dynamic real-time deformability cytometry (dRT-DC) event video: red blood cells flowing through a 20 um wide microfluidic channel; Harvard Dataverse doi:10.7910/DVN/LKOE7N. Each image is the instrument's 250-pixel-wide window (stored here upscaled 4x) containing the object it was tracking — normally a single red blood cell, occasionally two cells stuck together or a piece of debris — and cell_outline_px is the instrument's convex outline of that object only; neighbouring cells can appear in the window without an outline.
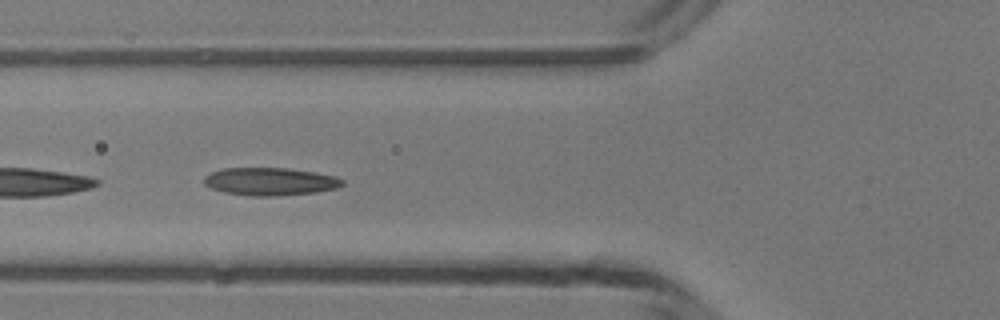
{"species": "common noctule bat (a hibernating species)", "species_latin": "Nyctalus noctula", "temperature_condition": "room temperature", "stored_images_in_passage": 29, "camera_frame_rate_fps": 3000, "um_per_image_px": 0.085, "animal": {"sex": "male", "body_mass_g": 13.3}, "frame": {"image": 1, "passage_image": 18, "time_ms": 5.667, "image_size_px": [1000, 320], "cell_outline_px": [[344, 184], [336, 188], [316, 192], [276, 196], [252, 196], [224, 192], [212, 188], [204, 184], [204, 176], [212, 172], [224, 168], [288, 168], [336, 176], [344, 180]], "centroid_in_image_um": [22.96, 15.43], "position_along_channel_um": 102.8, "area_um2": 22.31}}
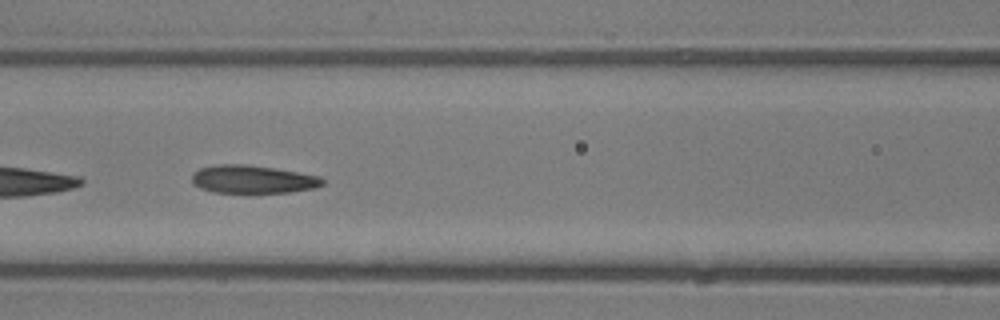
{"frame": {"image": 2, "passage_image": 21, "time_ms": 6.667, "image_size_px": [1000, 320], "cell_outline_px": [[324, 184], [316, 188], [288, 192], [256, 196], [248, 196], [212, 192], [200, 188], [192, 184], [192, 172], [200, 168], [216, 164], [248, 164], [320, 176], [324, 180]], "centroid_in_image_um": [21.44, 15.3], "position_along_channel_um": 145.2, "area_um2": 22.54}}
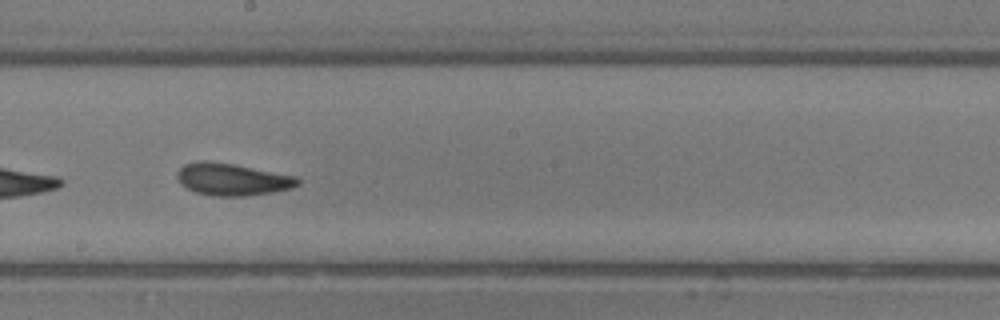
{"frame": {"image": 3, "passage_image": 27, "time_ms": 8.667, "image_size_px": [1000, 320], "cell_outline_px": [[300, 184], [292, 188], [272, 192], [248, 196], [212, 196], [196, 192], [180, 184], [176, 176], [176, 172], [184, 164], [200, 160], [204, 160], [232, 164], [296, 176], [300, 180]], "centroid_in_image_um": [19.72, 15.25], "position_along_channel_um": 228.5, "area_um2": 22.6}}